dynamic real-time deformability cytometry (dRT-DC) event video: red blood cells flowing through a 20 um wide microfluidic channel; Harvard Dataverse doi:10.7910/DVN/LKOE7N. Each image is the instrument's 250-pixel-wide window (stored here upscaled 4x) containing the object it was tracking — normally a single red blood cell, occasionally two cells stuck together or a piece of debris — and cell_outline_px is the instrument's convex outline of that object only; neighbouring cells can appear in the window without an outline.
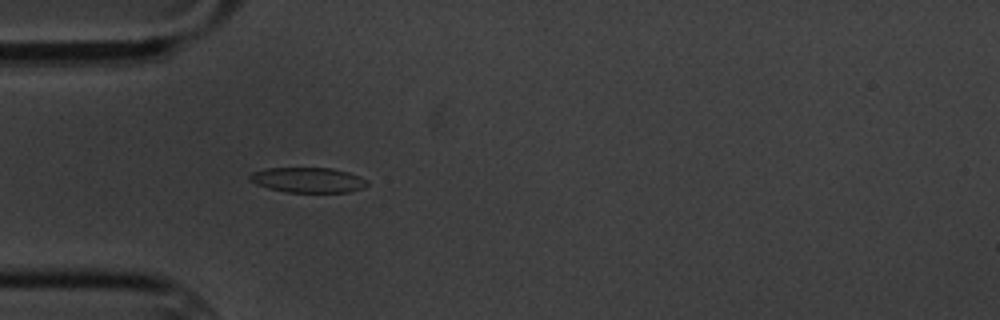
{"species": "common noctule bat (a hibernating species)", "species_latin": "Nyctalus noctula", "temperature_condition": "cold", "stored_images_in_passage": 4, "camera_frame_rate_fps": 3000, "um_per_image_px": 0.085, "animal": {"sex": "male", "body_mass_g": 20.1, "forearm_length_mm": 53.5}, "frame": {"image": 1, "passage_image": 4, "time_ms": 4.333, "image_size_px": [1000, 320], "cell_outline_px": [[368, 184], [360, 188], [348, 192], [288, 192], [268, 188], [256, 184], [248, 180], [248, 176], [252, 172], [264, 168], [332, 168], [348, 172], [360, 176], [368, 180]], "centroid_in_image_um": [26.14, 15.29], "position_along_channel_um": 58.9, "area_um2": 17.22}}